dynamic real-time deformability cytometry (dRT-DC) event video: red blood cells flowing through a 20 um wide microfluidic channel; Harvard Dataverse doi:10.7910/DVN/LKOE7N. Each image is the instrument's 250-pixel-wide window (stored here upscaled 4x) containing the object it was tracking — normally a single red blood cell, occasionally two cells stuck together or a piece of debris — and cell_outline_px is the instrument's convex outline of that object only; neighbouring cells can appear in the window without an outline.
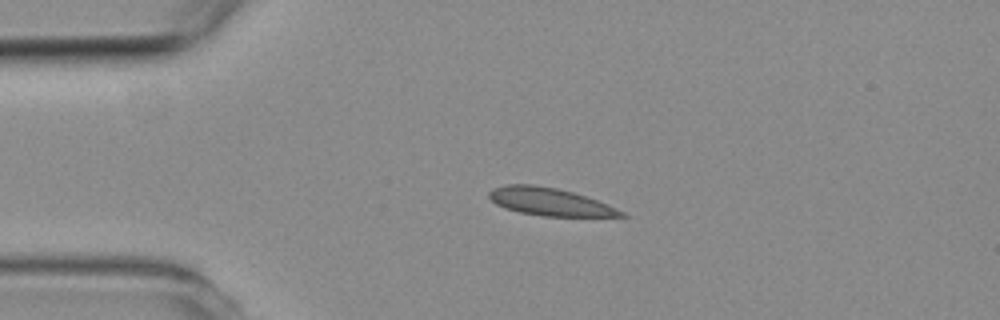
{"species": "common noctule bat (a hibernating species)", "species_latin": "Nyctalus noctula", "temperature_condition": "room temperature", "stored_images_in_passage": 2, "camera_frame_rate_fps": 3000, "um_per_image_px": 0.085, "animal": {"sex": "female", "body_mass_g": 19.3, "forearm_length_mm": 54.1}, "frame": {"image": 1, "passage_image": 1, "time_ms": 0.0, "image_size_px": [1000, 320], "cell_outline_px": [[628, 216], [544, 216], [520, 212], [504, 208], [496, 204], [488, 196], [488, 192], [492, 188], [508, 184], [536, 184], [556, 188], [572, 192], [596, 200], [624, 212]], "centroid_in_image_um": [46.66, 17.14], "position_along_channel_um": 38.3, "area_um2": 21.04}}